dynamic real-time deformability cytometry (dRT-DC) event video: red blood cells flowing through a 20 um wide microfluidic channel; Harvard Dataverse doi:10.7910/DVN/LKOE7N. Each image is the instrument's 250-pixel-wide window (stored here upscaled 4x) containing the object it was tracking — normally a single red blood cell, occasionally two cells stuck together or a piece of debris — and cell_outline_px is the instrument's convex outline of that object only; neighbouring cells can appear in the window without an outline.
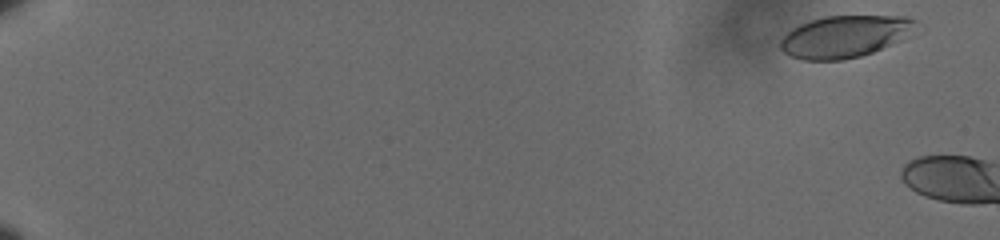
{"species": "human", "species_latin": "Homo sapiens", "temperature_condition": "cold", "stored_images_in_passage": 6, "camera_frame_rate_fps": 3000, "um_per_image_px": 0.085, "donor": {"sex": "male"}, "frame": {"image": 1, "passage_image": 3, "time_ms": 0.667, "image_size_px": [1000, 240], "cell_outline_px": [[916, 24], [900, 40], [872, 52], [860, 56], [840, 60], [804, 60], [792, 56], [784, 52], [780, 48], [780, 40], [792, 28], [800, 24], [824, 16], [908, 16], [916, 20]], "centroid_in_image_um": [71.76, 3.1], "position_along_channel_um": 13.2, "area_um2": 32.6}}